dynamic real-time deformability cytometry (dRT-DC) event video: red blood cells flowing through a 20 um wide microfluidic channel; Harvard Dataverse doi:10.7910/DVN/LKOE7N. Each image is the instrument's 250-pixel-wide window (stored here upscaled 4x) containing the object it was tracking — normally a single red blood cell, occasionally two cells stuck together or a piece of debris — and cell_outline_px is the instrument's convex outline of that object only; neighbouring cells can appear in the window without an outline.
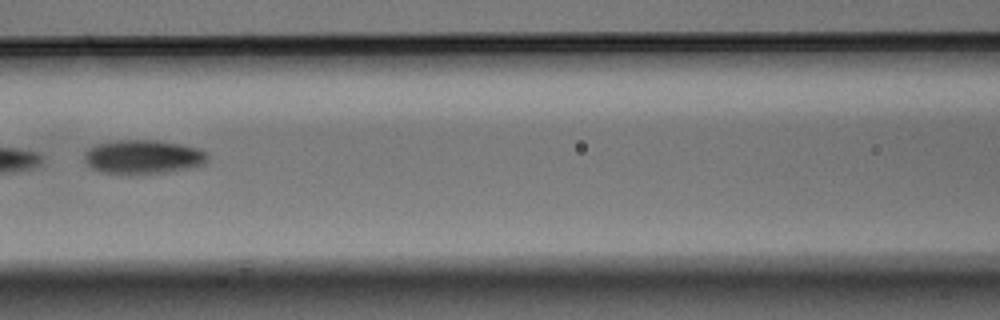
{"species": "Egyptian fruit bat (a non-hibernating species)", "species_latin": "Rousettus aegyptiacus", "temperature_condition": "warm", "stored_images_in_passage": 9, "camera_frame_rate_fps": 3000, "um_per_image_px": 0.085, "animal": {"sex": "male"}, "frame": {"image": 1, "passage_image": 6, "time_ms": 1.667, "image_size_px": [1000, 320], "cell_outline_px": [[208, 160], [204, 164], [188, 168], [168, 172], [128, 176], [100, 172], [92, 168], [84, 160], [84, 152], [88, 148], [96, 144], [116, 140], [156, 140], [180, 144], [200, 148], [208, 156]], "centroid_in_image_um": [12.13, 13.36], "position_along_channel_um": 154.5, "area_um2": 24.97}}
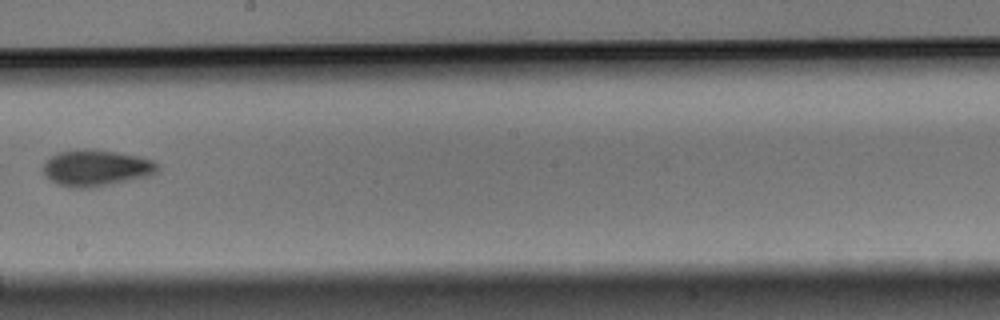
{"frame": {"image": 2, "passage_image": 8, "time_ms": 2.333, "image_size_px": [1000, 320], "cell_outline_px": [[160, 168], [156, 172], [148, 176], [96, 188], [72, 188], [56, 184], [40, 168], [52, 156], [60, 152], [88, 148], [116, 152], [140, 156], [152, 160]], "centroid_in_image_um": [8.19, 14.29], "position_along_channel_um": 240.0, "area_um2": 24.28}}
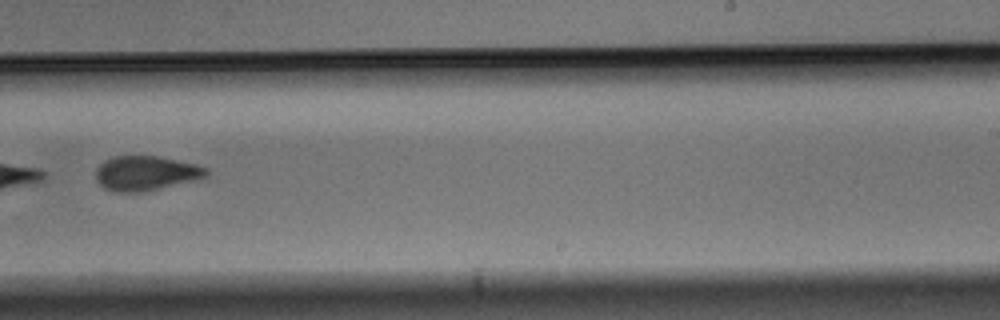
{"frame": {"image": 3, "passage_image": 9, "time_ms": 2.667, "image_size_px": [1000, 320], "cell_outline_px": [[208, 176], [200, 180], [144, 192], [116, 192], [104, 188], [96, 180], [96, 168], [104, 160], [112, 156], [156, 156], [196, 164], [208, 168]], "centroid_in_image_um": [12.43, 14.73], "position_along_channel_um": 276.6, "area_um2": 22.66}}